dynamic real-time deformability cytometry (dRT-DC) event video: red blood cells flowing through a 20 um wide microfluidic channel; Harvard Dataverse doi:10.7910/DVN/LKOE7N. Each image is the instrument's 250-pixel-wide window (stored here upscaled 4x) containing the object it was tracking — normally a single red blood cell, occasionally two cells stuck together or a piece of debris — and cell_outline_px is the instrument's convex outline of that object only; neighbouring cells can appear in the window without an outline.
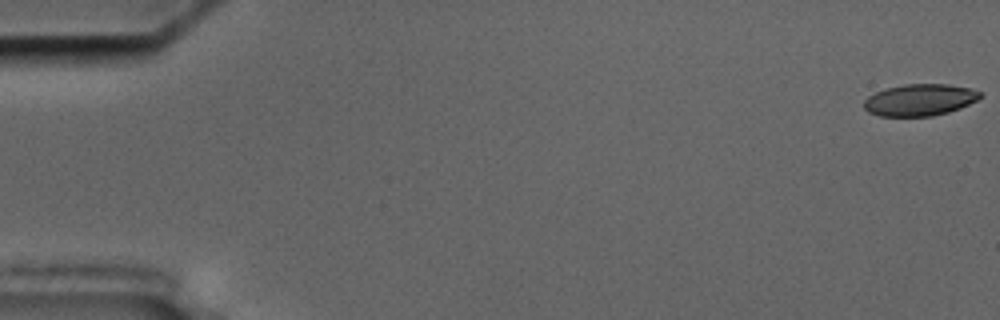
{"species": "common noctule bat (a hibernating species)", "species_latin": "Nyctalus noctula", "temperature_condition": "cold", "stored_images_in_passage": 56, "camera_frame_rate_fps": 3000, "um_per_image_px": 0.085, "animal": {"sex": "male", "body_mass_g": 17.5, "forearm_length_mm": 52.3}, "frame": {"image": 1, "passage_image": 1, "time_ms": 0.0, "image_size_px": [1000, 320], "cell_outline_px": [[980, 96], [976, 100], [960, 108], [948, 112], [932, 116], [880, 116], [868, 112], [864, 108], [864, 100], [868, 96], [884, 88], [904, 84], [948, 84], [972, 88], [980, 92]], "centroid_in_image_um": [78.15, 8.48], "position_along_channel_um": 6.8, "area_um2": 21.5}}
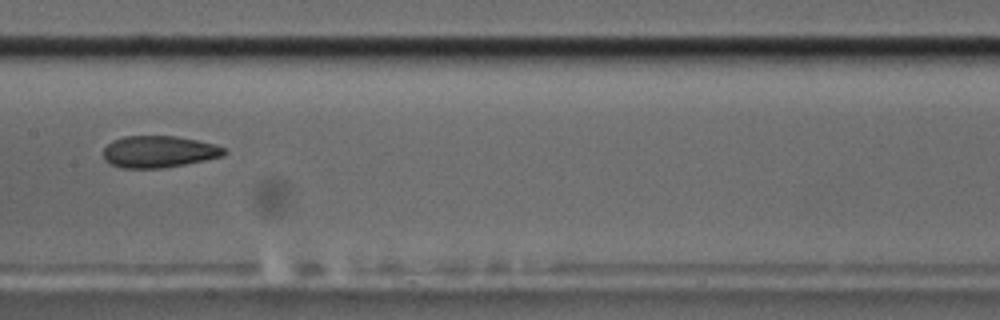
{"frame": {"image": 2, "passage_image": 29, "time_ms": 9.333, "image_size_px": [1000, 320], "cell_outline_px": [[228, 152], [224, 156], [164, 168], [124, 168], [108, 164], [104, 160], [104, 148], [112, 140], [124, 136], [176, 136], [216, 144], [224, 148]], "centroid_in_image_um": [13.49, 12.89], "position_along_channel_um": 193.9, "area_um2": 22.48}}
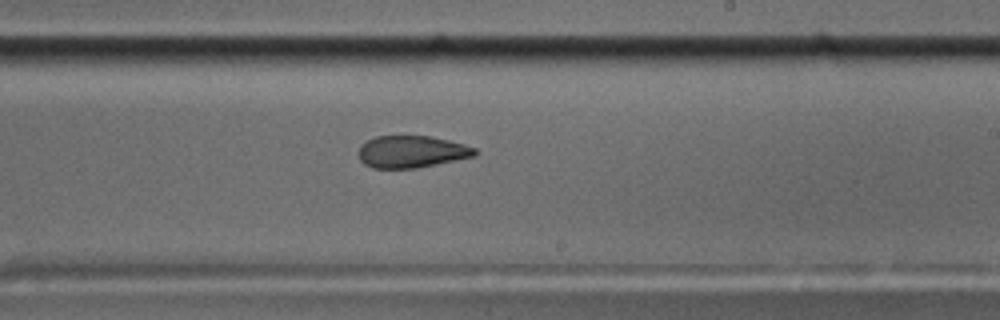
{"frame": {"image": 3, "passage_image": 34, "time_ms": 11.0, "image_size_px": [1000, 320], "cell_outline_px": [[476, 156], [416, 168], [372, 168], [364, 164], [360, 160], [356, 152], [368, 140], [376, 136], [432, 136], [464, 144], [476, 148]], "centroid_in_image_um": [34.98, 12.9], "position_along_channel_um": 254.0, "area_um2": 21.73}, "authors_computed_cell_mechanics": {"area_um2": 23.0622, "velocity_mm_per_s": 3.622, "shape_relaxation_time_tau1_ms": null, "shape_relaxation_time_tau2_ms": 2.5771, "deformation_change_tau1": null, "deformation_change_tau2": 0.1004}}